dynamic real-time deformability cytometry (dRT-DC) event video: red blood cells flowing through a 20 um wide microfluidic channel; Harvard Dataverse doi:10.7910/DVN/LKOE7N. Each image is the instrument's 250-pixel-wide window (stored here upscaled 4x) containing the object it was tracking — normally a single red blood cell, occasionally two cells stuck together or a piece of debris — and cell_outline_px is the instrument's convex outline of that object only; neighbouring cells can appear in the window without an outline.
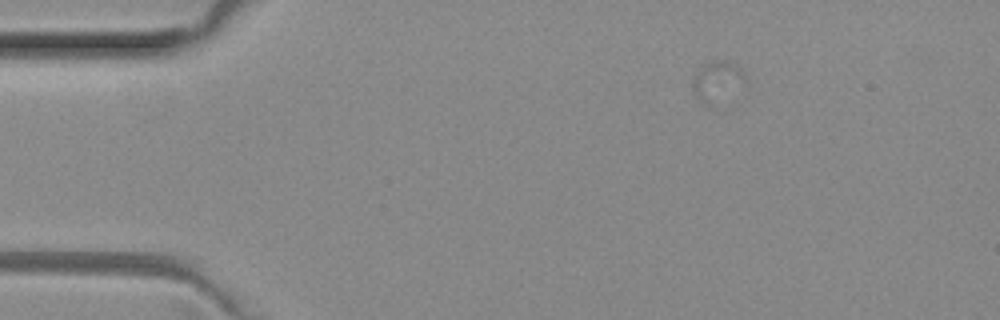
{"species": "common noctule bat (a hibernating species)", "species_latin": "Nyctalus noctula", "temperature_condition": "room temperature", "stored_images_in_passage": 4, "camera_frame_rate_fps": 3000, "um_per_image_px": 0.085, "animal": {"sex": "female", "body_mass_g": 29.2, "forearm_length_mm": 56.3}, "frame": {"image": 1, "passage_image": 1, "time_ms": 0.0, "image_size_px": [1000, 320], "cell_outline_px": [[748, 88], [708, 104], [700, 104], [696, 96], [692, 84], [692, 80], [696, 72], [704, 64], [712, 60], [728, 60], [736, 64], [740, 68], [748, 80]], "centroid_in_image_um": [61.05, 6.89], "position_along_channel_um": 23.9, "area_um2": 12.83}}